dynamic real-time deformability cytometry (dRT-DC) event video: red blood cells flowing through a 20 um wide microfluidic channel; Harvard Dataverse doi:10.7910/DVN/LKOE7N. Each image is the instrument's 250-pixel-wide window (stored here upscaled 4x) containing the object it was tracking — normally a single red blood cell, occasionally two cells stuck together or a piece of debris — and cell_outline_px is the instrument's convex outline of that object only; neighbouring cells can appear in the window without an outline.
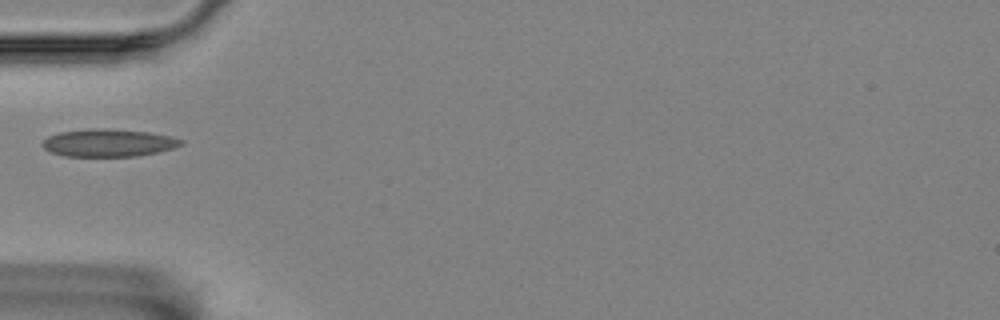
{"species": "Egyptian fruit bat (a non-hibernating species)", "species_latin": "Rousettus aegyptiacus", "temperature_condition": "room temperature", "stored_images_in_passage": 27, "camera_frame_rate_fps": 3000, "um_per_image_px": 0.085, "animal": {"sex": "female"}, "frame": {"image": 1, "passage_image": 1, "time_ms": 0.0, "image_size_px": [1000, 320], "cell_outline_px": [[184, 144], [172, 148], [156, 152], [136, 156], [64, 156], [52, 152], [44, 148], [40, 144], [48, 136], [60, 132], [88, 128], [108, 128], [148, 132], [172, 136], [184, 140]], "centroid_in_image_um": [9.22, 12.13], "position_along_channel_um": 75.8, "area_um2": 22.37}}
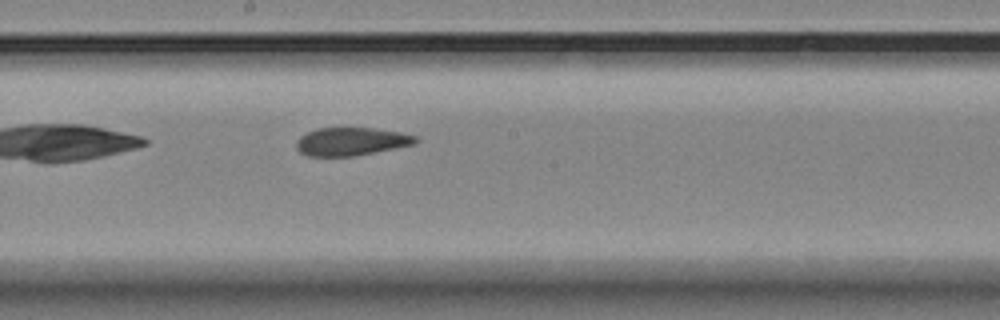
{"frame": {"image": 2, "passage_image": 13, "time_ms": 4.0, "image_size_px": [1000, 320], "cell_outline_px": [[420, 140], [416, 144], [396, 148], [352, 156], [308, 156], [300, 152], [296, 148], [296, 140], [300, 136], [316, 128], [372, 128], [400, 132], [416, 136]], "centroid_in_image_um": [29.86, 12.02], "position_along_channel_um": 218.3, "area_um2": 19.54}}
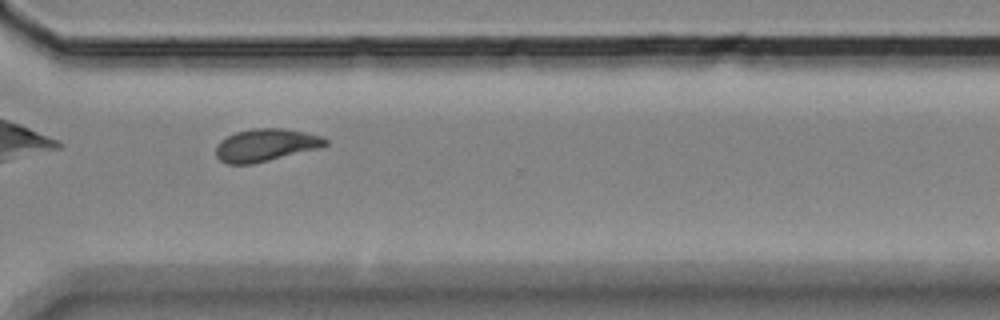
{"frame": {"image": 3, "passage_image": 24, "time_ms": 7.667, "image_size_px": [1000, 320], "cell_outline_px": [[328, 144], [320, 148], [252, 164], [228, 164], [220, 160], [216, 156], [216, 144], [220, 140], [236, 132], [252, 128], [284, 128], [304, 132], [320, 136], [328, 140]], "centroid_in_image_um": [22.57, 12.33], "position_along_channel_um": 348.0, "area_um2": 20.75}}